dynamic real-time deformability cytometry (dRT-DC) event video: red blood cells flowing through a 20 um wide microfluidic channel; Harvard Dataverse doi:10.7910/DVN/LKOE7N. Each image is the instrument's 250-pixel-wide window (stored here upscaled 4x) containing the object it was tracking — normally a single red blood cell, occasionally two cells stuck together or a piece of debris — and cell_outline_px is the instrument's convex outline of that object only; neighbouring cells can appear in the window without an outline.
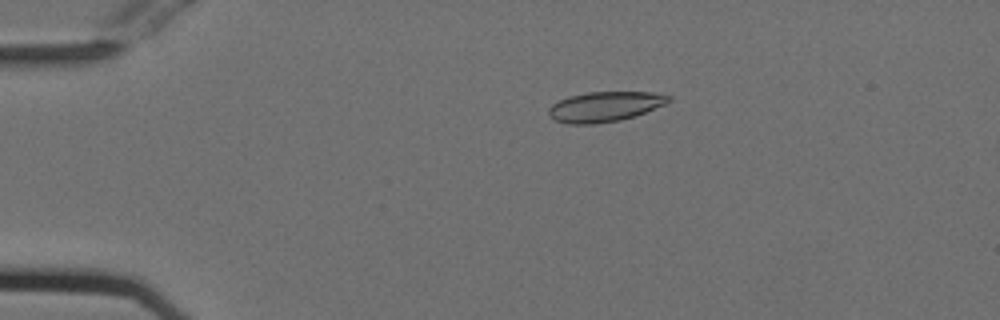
{"species": "Egyptian fruit bat (a non-hibernating species)", "species_latin": "Rousettus aegyptiacus", "temperature_condition": "cold", "stored_images_in_passage": 11, "camera_frame_rate_fps": 3000, "um_per_image_px": 0.085, "animal": {"sex": "female"}, "frame": {"image": 1, "passage_image": 7, "time_ms": 2.0, "image_size_px": [1000, 320], "cell_outline_px": [[672, 100], [668, 104], [636, 116], [620, 120], [596, 124], [568, 124], [556, 120], [548, 116], [548, 108], [552, 104], [568, 96], [588, 92], [652, 92], [672, 96]], "centroid_in_image_um": [51.45, 9.06], "position_along_channel_um": 33.6, "area_um2": 21.33}}